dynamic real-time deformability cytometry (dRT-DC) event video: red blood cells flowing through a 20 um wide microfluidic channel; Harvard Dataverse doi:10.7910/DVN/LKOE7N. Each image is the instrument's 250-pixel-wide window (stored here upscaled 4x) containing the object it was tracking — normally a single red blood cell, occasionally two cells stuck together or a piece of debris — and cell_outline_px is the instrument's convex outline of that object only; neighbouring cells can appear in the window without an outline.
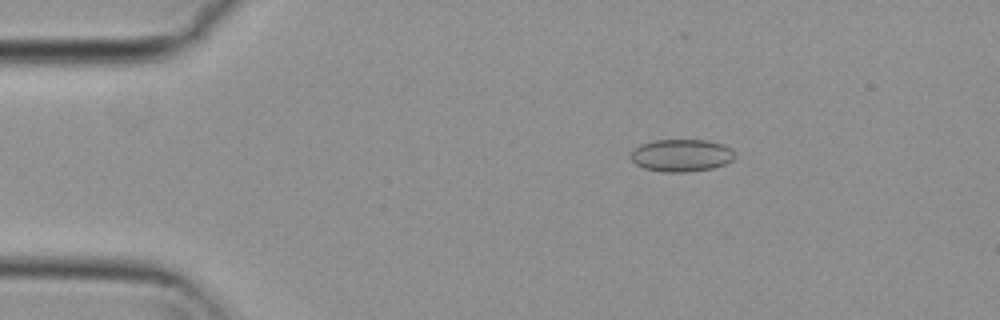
{"species": "common noctule bat (a hibernating species)", "species_latin": "Nyctalus noctula", "temperature_condition": "cold", "stored_images_in_passage": 10, "camera_frame_rate_fps": 3000, "um_per_image_px": 0.085, "animal": {"sex": "female", "body_mass_g": 29.2, "forearm_length_mm": 56.3}, "frame": {"image": 1, "passage_image": 6, "time_ms": 1.667, "image_size_px": [1000, 320], "cell_outline_px": [[736, 156], [732, 160], [724, 164], [712, 168], [688, 172], [664, 172], [644, 168], [636, 164], [632, 160], [632, 152], [640, 144], [652, 140], [708, 140], [724, 144], [732, 148], [736, 152]], "centroid_in_image_um": [57.97, 13.2], "position_along_channel_um": 27.0, "area_um2": 19.77}}